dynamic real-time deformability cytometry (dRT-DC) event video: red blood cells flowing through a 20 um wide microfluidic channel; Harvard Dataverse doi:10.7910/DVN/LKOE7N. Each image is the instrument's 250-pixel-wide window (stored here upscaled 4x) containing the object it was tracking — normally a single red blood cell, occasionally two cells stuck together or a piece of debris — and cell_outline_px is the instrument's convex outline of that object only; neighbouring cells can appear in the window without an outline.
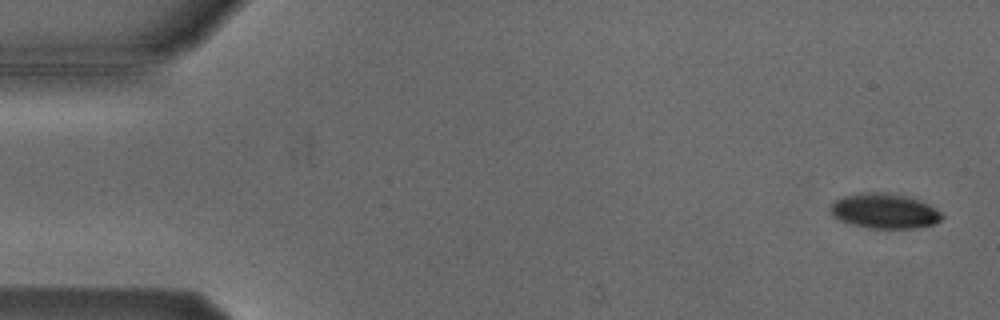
{"species": "Egyptian fruit bat (a non-hibernating species)", "species_latin": "Rousettus aegyptiacus", "temperature_condition": "cold", "stored_images_in_passage": 52, "camera_frame_rate_fps": 3000, "um_per_image_px": 0.085, "animal": {"sex": "male"}, "frame": {"image": 1, "passage_image": 1, "time_ms": 0.0, "image_size_px": [1000, 320], "cell_outline_px": [[944, 216], [936, 224], [916, 228], [868, 228], [852, 224], [840, 220], [832, 216], [828, 212], [832, 204], [836, 200], [844, 196], [860, 192], [888, 192], [908, 196], [920, 200], [928, 204], [940, 212]], "centroid_in_image_um": [75.17, 17.93], "position_along_channel_um": 9.8, "area_um2": 22.95}}
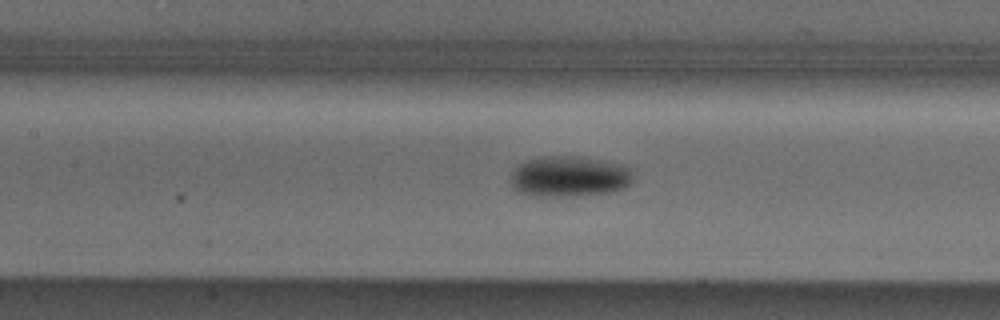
{"frame": {"image": 2, "passage_image": 23, "time_ms": 7.333, "image_size_px": [1000, 320], "cell_outline_px": [[632, 180], [624, 188], [616, 192], [572, 196], [536, 196], [516, 192], [512, 188], [512, 172], [524, 160], [548, 156], [580, 156], [604, 160], [624, 164], [632, 168]], "centroid_in_image_um": [48.43, 15.0], "position_along_channel_um": 159.0, "area_um2": 29.54}}
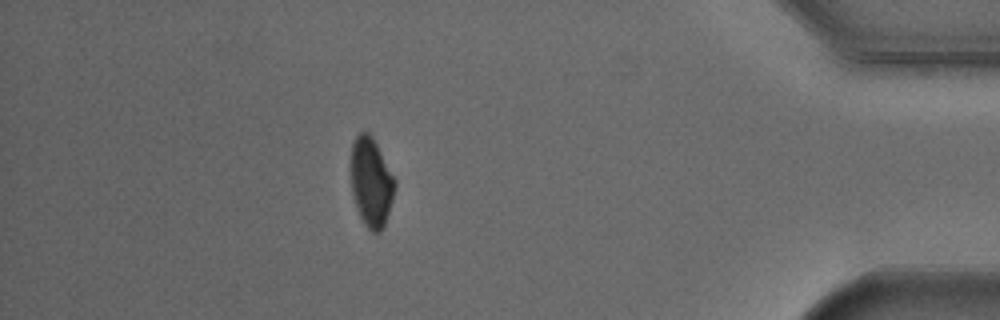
{"frame": {"image": 3, "passage_image": 46, "time_ms": 15.0, "image_size_px": [1000, 320], "cell_outline_px": [[396, 184], [392, 200], [384, 228], [380, 232], [372, 232], [364, 224], [356, 208], [352, 192], [352, 144], [356, 136], [360, 132], [368, 132], [372, 136], [396, 180]], "centroid_in_image_um": [31.56, 15.51], "position_along_channel_um": 403.6, "area_um2": 22.6}, "authors_computed_cell_mechanics": {"area_um2": 24.6517, "velocity_mm_per_s": 3.8226, "shape_relaxation_time_tau1_ms": 1.9412, "shape_relaxation_time_tau2_ms": null, "deformation_change_tau1": 0.0927, "deformation_change_tau2": null}}